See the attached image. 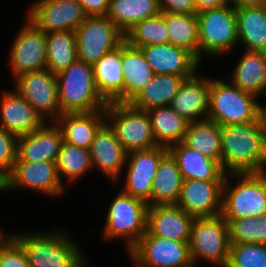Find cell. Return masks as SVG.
<instances>
[{
	"instance_id": "25",
	"label": "cell",
	"mask_w": 266,
	"mask_h": 267,
	"mask_svg": "<svg viewBox=\"0 0 266 267\" xmlns=\"http://www.w3.org/2000/svg\"><path fill=\"white\" fill-rule=\"evenodd\" d=\"M106 122L105 110L86 113L61 114L55 121L63 135V142L90 149L96 132Z\"/></svg>"
},
{
	"instance_id": "30",
	"label": "cell",
	"mask_w": 266,
	"mask_h": 267,
	"mask_svg": "<svg viewBox=\"0 0 266 267\" xmlns=\"http://www.w3.org/2000/svg\"><path fill=\"white\" fill-rule=\"evenodd\" d=\"M182 184L183 177L177 163L168 152L158 166L148 205H176L181 195Z\"/></svg>"
},
{
	"instance_id": "1",
	"label": "cell",
	"mask_w": 266,
	"mask_h": 267,
	"mask_svg": "<svg viewBox=\"0 0 266 267\" xmlns=\"http://www.w3.org/2000/svg\"><path fill=\"white\" fill-rule=\"evenodd\" d=\"M221 166L226 175L266 171V134L259 119L221 126Z\"/></svg>"
},
{
	"instance_id": "2",
	"label": "cell",
	"mask_w": 266,
	"mask_h": 267,
	"mask_svg": "<svg viewBox=\"0 0 266 267\" xmlns=\"http://www.w3.org/2000/svg\"><path fill=\"white\" fill-rule=\"evenodd\" d=\"M9 234L22 246L31 267H89V258L64 228ZM86 256V257H85Z\"/></svg>"
},
{
	"instance_id": "3",
	"label": "cell",
	"mask_w": 266,
	"mask_h": 267,
	"mask_svg": "<svg viewBox=\"0 0 266 267\" xmlns=\"http://www.w3.org/2000/svg\"><path fill=\"white\" fill-rule=\"evenodd\" d=\"M221 215L224 219L266 215V171L227 174L223 182Z\"/></svg>"
},
{
	"instance_id": "14",
	"label": "cell",
	"mask_w": 266,
	"mask_h": 267,
	"mask_svg": "<svg viewBox=\"0 0 266 267\" xmlns=\"http://www.w3.org/2000/svg\"><path fill=\"white\" fill-rule=\"evenodd\" d=\"M127 255L139 267H184L192 262L189 242L160 238L148 231Z\"/></svg>"
},
{
	"instance_id": "27",
	"label": "cell",
	"mask_w": 266,
	"mask_h": 267,
	"mask_svg": "<svg viewBox=\"0 0 266 267\" xmlns=\"http://www.w3.org/2000/svg\"><path fill=\"white\" fill-rule=\"evenodd\" d=\"M227 78L232 84L258 98L266 94V52L246 51ZM261 96V97H260Z\"/></svg>"
},
{
	"instance_id": "35",
	"label": "cell",
	"mask_w": 266,
	"mask_h": 267,
	"mask_svg": "<svg viewBox=\"0 0 266 267\" xmlns=\"http://www.w3.org/2000/svg\"><path fill=\"white\" fill-rule=\"evenodd\" d=\"M169 33V43L189 51L199 61V33L196 14L161 12Z\"/></svg>"
},
{
	"instance_id": "44",
	"label": "cell",
	"mask_w": 266,
	"mask_h": 267,
	"mask_svg": "<svg viewBox=\"0 0 266 267\" xmlns=\"http://www.w3.org/2000/svg\"><path fill=\"white\" fill-rule=\"evenodd\" d=\"M87 16H106L110 0H78Z\"/></svg>"
},
{
	"instance_id": "15",
	"label": "cell",
	"mask_w": 266,
	"mask_h": 267,
	"mask_svg": "<svg viewBox=\"0 0 266 267\" xmlns=\"http://www.w3.org/2000/svg\"><path fill=\"white\" fill-rule=\"evenodd\" d=\"M26 15L46 34L75 31L87 17L78 0H35Z\"/></svg>"
},
{
	"instance_id": "33",
	"label": "cell",
	"mask_w": 266,
	"mask_h": 267,
	"mask_svg": "<svg viewBox=\"0 0 266 267\" xmlns=\"http://www.w3.org/2000/svg\"><path fill=\"white\" fill-rule=\"evenodd\" d=\"M183 143L221 165V126L216 122H189Z\"/></svg>"
},
{
	"instance_id": "19",
	"label": "cell",
	"mask_w": 266,
	"mask_h": 267,
	"mask_svg": "<svg viewBox=\"0 0 266 267\" xmlns=\"http://www.w3.org/2000/svg\"><path fill=\"white\" fill-rule=\"evenodd\" d=\"M0 93V126L7 132L22 136L41 128L46 121L29 102L12 87Z\"/></svg>"
},
{
	"instance_id": "47",
	"label": "cell",
	"mask_w": 266,
	"mask_h": 267,
	"mask_svg": "<svg viewBox=\"0 0 266 267\" xmlns=\"http://www.w3.org/2000/svg\"><path fill=\"white\" fill-rule=\"evenodd\" d=\"M266 97V94L263 95ZM258 119L261 125V128L266 134V103H262V101H259V111H258Z\"/></svg>"
},
{
	"instance_id": "40",
	"label": "cell",
	"mask_w": 266,
	"mask_h": 267,
	"mask_svg": "<svg viewBox=\"0 0 266 267\" xmlns=\"http://www.w3.org/2000/svg\"><path fill=\"white\" fill-rule=\"evenodd\" d=\"M226 267H266V244H231Z\"/></svg>"
},
{
	"instance_id": "37",
	"label": "cell",
	"mask_w": 266,
	"mask_h": 267,
	"mask_svg": "<svg viewBox=\"0 0 266 267\" xmlns=\"http://www.w3.org/2000/svg\"><path fill=\"white\" fill-rule=\"evenodd\" d=\"M56 164L60 181L64 186L66 185L64 181L74 184L85 174L87 176L88 172H93L89 150L66 142L61 144Z\"/></svg>"
},
{
	"instance_id": "45",
	"label": "cell",
	"mask_w": 266,
	"mask_h": 267,
	"mask_svg": "<svg viewBox=\"0 0 266 267\" xmlns=\"http://www.w3.org/2000/svg\"><path fill=\"white\" fill-rule=\"evenodd\" d=\"M197 13L230 5V0H194Z\"/></svg>"
},
{
	"instance_id": "31",
	"label": "cell",
	"mask_w": 266,
	"mask_h": 267,
	"mask_svg": "<svg viewBox=\"0 0 266 267\" xmlns=\"http://www.w3.org/2000/svg\"><path fill=\"white\" fill-rule=\"evenodd\" d=\"M185 79L184 76L179 75L155 74L147 86L129 104L142 111L170 106Z\"/></svg>"
},
{
	"instance_id": "16",
	"label": "cell",
	"mask_w": 266,
	"mask_h": 267,
	"mask_svg": "<svg viewBox=\"0 0 266 267\" xmlns=\"http://www.w3.org/2000/svg\"><path fill=\"white\" fill-rule=\"evenodd\" d=\"M67 186L62 185L56 162L35 161L15 162L11 174L7 177V191L31 190L47 197L61 198Z\"/></svg>"
},
{
	"instance_id": "34",
	"label": "cell",
	"mask_w": 266,
	"mask_h": 267,
	"mask_svg": "<svg viewBox=\"0 0 266 267\" xmlns=\"http://www.w3.org/2000/svg\"><path fill=\"white\" fill-rule=\"evenodd\" d=\"M160 13L158 0H110L107 16L125 34L136 23Z\"/></svg>"
},
{
	"instance_id": "22",
	"label": "cell",
	"mask_w": 266,
	"mask_h": 267,
	"mask_svg": "<svg viewBox=\"0 0 266 267\" xmlns=\"http://www.w3.org/2000/svg\"><path fill=\"white\" fill-rule=\"evenodd\" d=\"M62 142L60 128L55 122H46L33 133L18 137L16 162H56Z\"/></svg>"
},
{
	"instance_id": "50",
	"label": "cell",
	"mask_w": 266,
	"mask_h": 267,
	"mask_svg": "<svg viewBox=\"0 0 266 267\" xmlns=\"http://www.w3.org/2000/svg\"><path fill=\"white\" fill-rule=\"evenodd\" d=\"M198 264L196 262H191L190 264H188L187 266L184 267H198Z\"/></svg>"
},
{
	"instance_id": "36",
	"label": "cell",
	"mask_w": 266,
	"mask_h": 267,
	"mask_svg": "<svg viewBox=\"0 0 266 267\" xmlns=\"http://www.w3.org/2000/svg\"><path fill=\"white\" fill-rule=\"evenodd\" d=\"M46 48V68L56 75L77 60L76 32L48 33Z\"/></svg>"
},
{
	"instance_id": "20",
	"label": "cell",
	"mask_w": 266,
	"mask_h": 267,
	"mask_svg": "<svg viewBox=\"0 0 266 267\" xmlns=\"http://www.w3.org/2000/svg\"><path fill=\"white\" fill-rule=\"evenodd\" d=\"M199 72L183 81L170 104L188 122L204 121L209 112L211 77Z\"/></svg>"
},
{
	"instance_id": "42",
	"label": "cell",
	"mask_w": 266,
	"mask_h": 267,
	"mask_svg": "<svg viewBox=\"0 0 266 267\" xmlns=\"http://www.w3.org/2000/svg\"><path fill=\"white\" fill-rule=\"evenodd\" d=\"M18 136L0 126V172L8 177L17 160Z\"/></svg>"
},
{
	"instance_id": "12",
	"label": "cell",
	"mask_w": 266,
	"mask_h": 267,
	"mask_svg": "<svg viewBox=\"0 0 266 267\" xmlns=\"http://www.w3.org/2000/svg\"><path fill=\"white\" fill-rule=\"evenodd\" d=\"M14 89L43 117L55 122L61 115L56 75L47 68L23 73L13 80Z\"/></svg>"
},
{
	"instance_id": "17",
	"label": "cell",
	"mask_w": 266,
	"mask_h": 267,
	"mask_svg": "<svg viewBox=\"0 0 266 267\" xmlns=\"http://www.w3.org/2000/svg\"><path fill=\"white\" fill-rule=\"evenodd\" d=\"M224 180H183L178 207L194 218L215 217L222 212Z\"/></svg>"
},
{
	"instance_id": "41",
	"label": "cell",
	"mask_w": 266,
	"mask_h": 267,
	"mask_svg": "<svg viewBox=\"0 0 266 267\" xmlns=\"http://www.w3.org/2000/svg\"><path fill=\"white\" fill-rule=\"evenodd\" d=\"M0 267H31L22 246L9 233L0 242Z\"/></svg>"
},
{
	"instance_id": "7",
	"label": "cell",
	"mask_w": 266,
	"mask_h": 267,
	"mask_svg": "<svg viewBox=\"0 0 266 267\" xmlns=\"http://www.w3.org/2000/svg\"><path fill=\"white\" fill-rule=\"evenodd\" d=\"M199 33V62L233 52L238 45L235 7L230 4L196 14ZM205 56V57H204Z\"/></svg>"
},
{
	"instance_id": "46",
	"label": "cell",
	"mask_w": 266,
	"mask_h": 267,
	"mask_svg": "<svg viewBox=\"0 0 266 267\" xmlns=\"http://www.w3.org/2000/svg\"><path fill=\"white\" fill-rule=\"evenodd\" d=\"M230 4L235 8L241 6H262L266 5V0H230Z\"/></svg>"
},
{
	"instance_id": "13",
	"label": "cell",
	"mask_w": 266,
	"mask_h": 267,
	"mask_svg": "<svg viewBox=\"0 0 266 267\" xmlns=\"http://www.w3.org/2000/svg\"><path fill=\"white\" fill-rule=\"evenodd\" d=\"M168 153V148L156 146L127 153L123 188L124 193L146 203L151 200L152 182L156 176L161 159Z\"/></svg>"
},
{
	"instance_id": "32",
	"label": "cell",
	"mask_w": 266,
	"mask_h": 267,
	"mask_svg": "<svg viewBox=\"0 0 266 267\" xmlns=\"http://www.w3.org/2000/svg\"><path fill=\"white\" fill-rule=\"evenodd\" d=\"M150 116L154 138L158 146L169 147L183 142L189 122L170 106L147 111Z\"/></svg>"
},
{
	"instance_id": "28",
	"label": "cell",
	"mask_w": 266,
	"mask_h": 267,
	"mask_svg": "<svg viewBox=\"0 0 266 267\" xmlns=\"http://www.w3.org/2000/svg\"><path fill=\"white\" fill-rule=\"evenodd\" d=\"M235 13L240 48L266 52V5L241 6L235 8Z\"/></svg>"
},
{
	"instance_id": "9",
	"label": "cell",
	"mask_w": 266,
	"mask_h": 267,
	"mask_svg": "<svg viewBox=\"0 0 266 267\" xmlns=\"http://www.w3.org/2000/svg\"><path fill=\"white\" fill-rule=\"evenodd\" d=\"M106 122L127 153L158 146L147 111L133 108L129 103H107Z\"/></svg>"
},
{
	"instance_id": "21",
	"label": "cell",
	"mask_w": 266,
	"mask_h": 267,
	"mask_svg": "<svg viewBox=\"0 0 266 267\" xmlns=\"http://www.w3.org/2000/svg\"><path fill=\"white\" fill-rule=\"evenodd\" d=\"M140 49L155 74L190 78L202 65L189 51L170 43L150 45Z\"/></svg>"
},
{
	"instance_id": "29",
	"label": "cell",
	"mask_w": 266,
	"mask_h": 267,
	"mask_svg": "<svg viewBox=\"0 0 266 267\" xmlns=\"http://www.w3.org/2000/svg\"><path fill=\"white\" fill-rule=\"evenodd\" d=\"M122 67L124 74V103H130L147 84L155 73L146 61L140 48L122 44Z\"/></svg>"
},
{
	"instance_id": "38",
	"label": "cell",
	"mask_w": 266,
	"mask_h": 267,
	"mask_svg": "<svg viewBox=\"0 0 266 267\" xmlns=\"http://www.w3.org/2000/svg\"><path fill=\"white\" fill-rule=\"evenodd\" d=\"M125 41L135 48L168 44L169 33L164 16L160 13L136 23L125 33Z\"/></svg>"
},
{
	"instance_id": "43",
	"label": "cell",
	"mask_w": 266,
	"mask_h": 267,
	"mask_svg": "<svg viewBox=\"0 0 266 267\" xmlns=\"http://www.w3.org/2000/svg\"><path fill=\"white\" fill-rule=\"evenodd\" d=\"M161 12L197 14L194 0H158Z\"/></svg>"
},
{
	"instance_id": "8",
	"label": "cell",
	"mask_w": 266,
	"mask_h": 267,
	"mask_svg": "<svg viewBox=\"0 0 266 267\" xmlns=\"http://www.w3.org/2000/svg\"><path fill=\"white\" fill-rule=\"evenodd\" d=\"M229 226L220 214L195 218L189 241L192 262L201 260L215 267H226L230 252Z\"/></svg>"
},
{
	"instance_id": "11",
	"label": "cell",
	"mask_w": 266,
	"mask_h": 267,
	"mask_svg": "<svg viewBox=\"0 0 266 267\" xmlns=\"http://www.w3.org/2000/svg\"><path fill=\"white\" fill-rule=\"evenodd\" d=\"M25 19L13 36L7 59L13 80L23 73L46 69L47 34Z\"/></svg>"
},
{
	"instance_id": "51",
	"label": "cell",
	"mask_w": 266,
	"mask_h": 267,
	"mask_svg": "<svg viewBox=\"0 0 266 267\" xmlns=\"http://www.w3.org/2000/svg\"><path fill=\"white\" fill-rule=\"evenodd\" d=\"M134 265L132 267H139L137 264H135L133 261H131Z\"/></svg>"
},
{
	"instance_id": "18",
	"label": "cell",
	"mask_w": 266,
	"mask_h": 267,
	"mask_svg": "<svg viewBox=\"0 0 266 267\" xmlns=\"http://www.w3.org/2000/svg\"><path fill=\"white\" fill-rule=\"evenodd\" d=\"M89 152L93 170L96 168L114 185L119 183L124 174L127 152L107 122L96 132Z\"/></svg>"
},
{
	"instance_id": "48",
	"label": "cell",
	"mask_w": 266,
	"mask_h": 267,
	"mask_svg": "<svg viewBox=\"0 0 266 267\" xmlns=\"http://www.w3.org/2000/svg\"><path fill=\"white\" fill-rule=\"evenodd\" d=\"M7 192V177L0 172V193Z\"/></svg>"
},
{
	"instance_id": "39",
	"label": "cell",
	"mask_w": 266,
	"mask_h": 267,
	"mask_svg": "<svg viewBox=\"0 0 266 267\" xmlns=\"http://www.w3.org/2000/svg\"><path fill=\"white\" fill-rule=\"evenodd\" d=\"M225 221L229 226L230 244H266V215Z\"/></svg>"
},
{
	"instance_id": "23",
	"label": "cell",
	"mask_w": 266,
	"mask_h": 267,
	"mask_svg": "<svg viewBox=\"0 0 266 267\" xmlns=\"http://www.w3.org/2000/svg\"><path fill=\"white\" fill-rule=\"evenodd\" d=\"M194 219L177 205L149 206L147 231L160 238L189 242Z\"/></svg>"
},
{
	"instance_id": "26",
	"label": "cell",
	"mask_w": 266,
	"mask_h": 267,
	"mask_svg": "<svg viewBox=\"0 0 266 267\" xmlns=\"http://www.w3.org/2000/svg\"><path fill=\"white\" fill-rule=\"evenodd\" d=\"M168 152L175 159L183 180H224L226 174L222 166L183 142L168 147Z\"/></svg>"
},
{
	"instance_id": "10",
	"label": "cell",
	"mask_w": 266,
	"mask_h": 267,
	"mask_svg": "<svg viewBox=\"0 0 266 267\" xmlns=\"http://www.w3.org/2000/svg\"><path fill=\"white\" fill-rule=\"evenodd\" d=\"M77 59L94 65L125 42V34L106 16H87L75 30Z\"/></svg>"
},
{
	"instance_id": "5",
	"label": "cell",
	"mask_w": 266,
	"mask_h": 267,
	"mask_svg": "<svg viewBox=\"0 0 266 267\" xmlns=\"http://www.w3.org/2000/svg\"><path fill=\"white\" fill-rule=\"evenodd\" d=\"M56 79L61 114L105 110L107 103L98 94L92 65L77 59Z\"/></svg>"
},
{
	"instance_id": "4",
	"label": "cell",
	"mask_w": 266,
	"mask_h": 267,
	"mask_svg": "<svg viewBox=\"0 0 266 267\" xmlns=\"http://www.w3.org/2000/svg\"><path fill=\"white\" fill-rule=\"evenodd\" d=\"M148 203L121 191L117 192L106 210L102 238L104 241H125L127 253L147 232Z\"/></svg>"
},
{
	"instance_id": "49",
	"label": "cell",
	"mask_w": 266,
	"mask_h": 267,
	"mask_svg": "<svg viewBox=\"0 0 266 267\" xmlns=\"http://www.w3.org/2000/svg\"><path fill=\"white\" fill-rule=\"evenodd\" d=\"M8 233L9 232L8 231L5 232L2 227L0 228V242Z\"/></svg>"
},
{
	"instance_id": "24",
	"label": "cell",
	"mask_w": 266,
	"mask_h": 267,
	"mask_svg": "<svg viewBox=\"0 0 266 267\" xmlns=\"http://www.w3.org/2000/svg\"><path fill=\"white\" fill-rule=\"evenodd\" d=\"M98 94L106 103H124L122 45L106 53L93 65Z\"/></svg>"
},
{
	"instance_id": "6",
	"label": "cell",
	"mask_w": 266,
	"mask_h": 267,
	"mask_svg": "<svg viewBox=\"0 0 266 267\" xmlns=\"http://www.w3.org/2000/svg\"><path fill=\"white\" fill-rule=\"evenodd\" d=\"M220 79L211 77L207 119L220 126L258 120L260 99L241 90L229 80Z\"/></svg>"
}]
</instances>
